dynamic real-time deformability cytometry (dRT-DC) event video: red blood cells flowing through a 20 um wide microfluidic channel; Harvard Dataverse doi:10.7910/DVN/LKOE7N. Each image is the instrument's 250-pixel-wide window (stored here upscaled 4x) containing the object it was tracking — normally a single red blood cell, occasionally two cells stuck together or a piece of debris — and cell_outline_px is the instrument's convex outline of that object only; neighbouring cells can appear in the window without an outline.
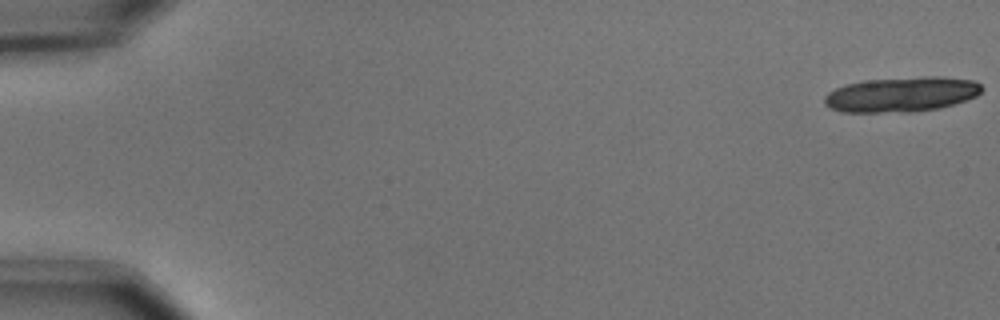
{"species": "common noctule bat (a hibernating species)", "species_latin": "Nyctalus noctula", "temperature_condition": "cold", "stored_images_in_passage": 25, "camera_frame_rate_fps": 3000, "um_per_image_px": 0.085, "animal": {"sex": "male", "body_mass_g": 15.6}, "frame": {"image": 1, "passage_image": 1, "time_ms": 0.0, "image_size_px": [1000, 320], "cell_outline_px": [[984, 88], [976, 96], [940, 108], [912, 112], [840, 112], [828, 108], [824, 104], [824, 96], [828, 92], [844, 84], [864, 80], [924, 76], [940, 76], [972, 80], [980, 84]], "centroid_in_image_um": [76.58, 8.02], "position_along_channel_um": 8.4, "area_um2": 32.37}}